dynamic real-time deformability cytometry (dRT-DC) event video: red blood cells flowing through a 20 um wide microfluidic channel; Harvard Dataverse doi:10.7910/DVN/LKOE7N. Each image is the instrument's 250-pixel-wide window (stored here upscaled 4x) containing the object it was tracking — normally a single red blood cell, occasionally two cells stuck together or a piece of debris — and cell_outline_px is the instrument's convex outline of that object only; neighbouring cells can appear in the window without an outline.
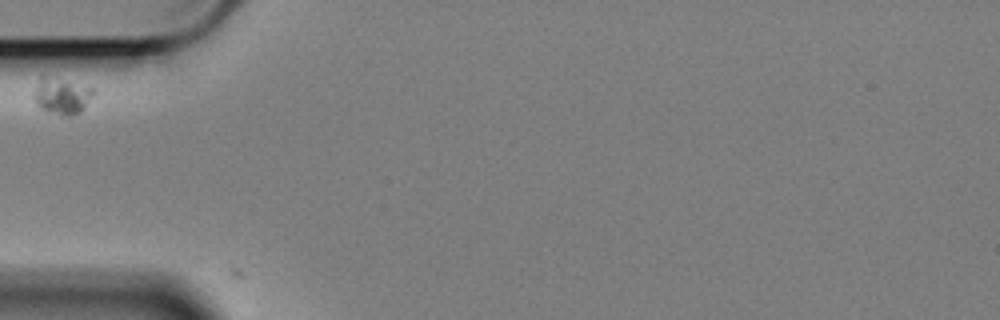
{"species": "Egyptian fruit bat (a non-hibernating species)", "species_latin": "Rousettus aegyptiacus", "temperature_condition": "cold", "stored_images_in_passage": 4, "camera_frame_rate_fps": 3000, "um_per_image_px": 0.085, "animal": {"sex": "female"}, "frame": {"image": 1, "passage_image": 1, "time_ms": 0.0, "image_size_px": [1000, 320], "cell_outline_px": [[96, 92], [84, 108], [80, 112], [72, 116], [64, 116], [48, 112], [40, 108], [36, 104], [32, 92], [40, 76], [44, 76], [96, 88]], "centroid_in_image_um": [5.25, 8.17], "position_along_channel_um": 79.8, "area_um2": 12.72}}